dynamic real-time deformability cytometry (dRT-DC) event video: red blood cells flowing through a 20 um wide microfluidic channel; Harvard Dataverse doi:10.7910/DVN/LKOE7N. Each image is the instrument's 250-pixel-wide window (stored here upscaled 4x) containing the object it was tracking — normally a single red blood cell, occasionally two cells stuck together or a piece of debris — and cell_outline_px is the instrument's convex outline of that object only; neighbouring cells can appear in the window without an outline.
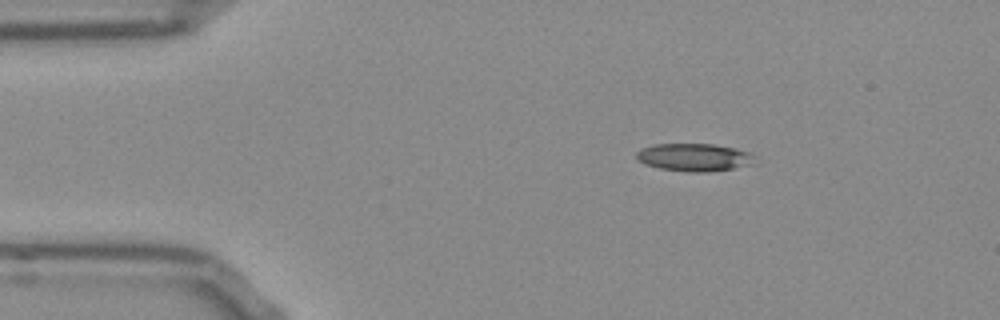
{"species": "Egyptian fruit bat (a non-hibernating species)", "species_latin": "Rousettus aegyptiacus", "temperature_condition": "room temperature", "stored_images_in_passage": 45, "camera_frame_rate_fps": 3000, "um_per_image_px": 0.085, "frame": {"image": 1, "passage_image": 1, "time_ms": 0.0, "image_size_px": [1000, 320], "cell_outline_px": [[756, 164], [708, 172], [688, 172], [660, 168], [644, 164], [636, 156], [636, 152], [640, 148], [652, 144], [712, 144], [736, 148], [748, 152], [752, 156]], "centroid_in_image_um": [58.99, 13.37], "position_along_channel_um": 26.0, "area_um2": 19.13}}
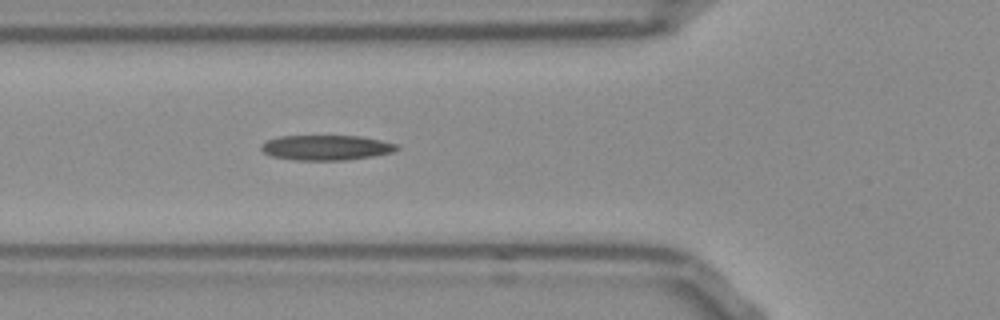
{"frame": {"image": 2, "passage_image": 11, "time_ms": 3.333, "image_size_px": [1000, 320], "cell_outline_px": [[400, 148], [392, 152], [372, 156], [344, 160], [296, 160], [272, 156], [264, 152], [260, 148], [260, 144], [268, 140], [280, 136], [360, 136], [400, 144]], "centroid_in_image_um": [27.74, 12.54], "position_along_channel_um": 98.1, "area_um2": 19.77}}
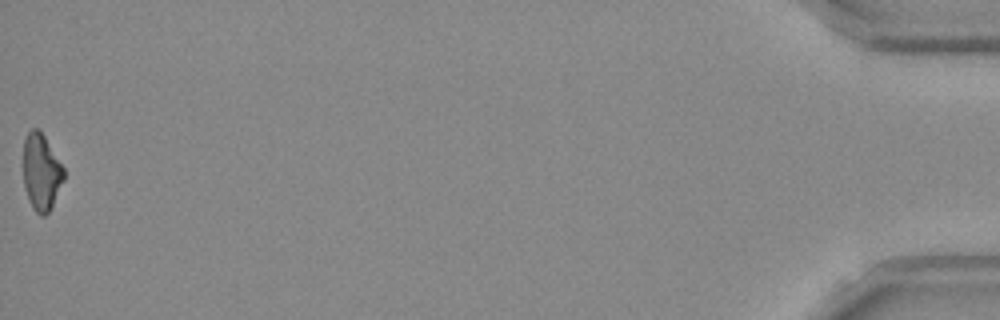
{"frame": {"image": 3, "passage_image": 45, "time_ms": 14.667, "image_size_px": [1000, 320], "cell_outline_px": [[64, 180], [48, 212], [44, 216], [40, 216], [32, 208], [24, 184], [24, 140], [28, 132], [32, 128], [36, 128], [44, 136], [64, 168]], "centroid_in_image_um": [3.51, 14.63], "position_along_channel_um": 431.7, "area_um2": 17.69}}